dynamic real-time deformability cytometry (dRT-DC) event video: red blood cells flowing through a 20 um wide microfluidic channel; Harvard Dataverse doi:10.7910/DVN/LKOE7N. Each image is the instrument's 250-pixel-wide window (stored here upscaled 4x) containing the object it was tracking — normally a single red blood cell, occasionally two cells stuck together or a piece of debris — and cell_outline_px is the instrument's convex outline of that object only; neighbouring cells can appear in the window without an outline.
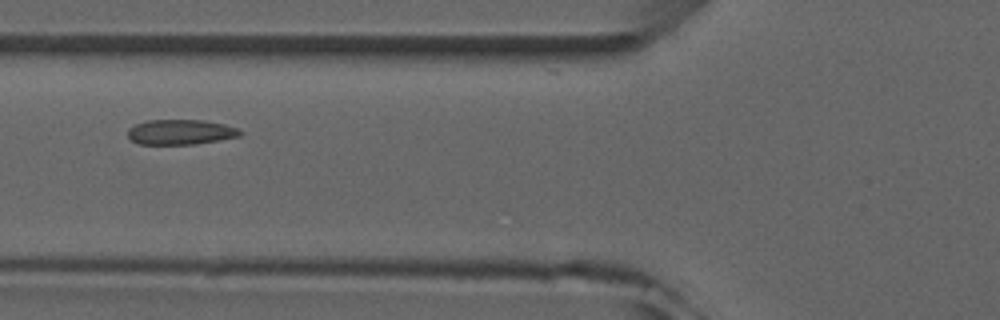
{"species": "common noctule bat (a hibernating species)", "species_latin": "Nyctalus noctula", "temperature_condition": "room temperature", "stored_images_in_passage": 8, "camera_frame_rate_fps": 3000, "um_per_image_px": 0.085, "animal": {"sex": "male", "forearm_length_mm": 52.5}, "frame": {"image": 1, "passage_image": 5, "time_ms": 4.667, "image_size_px": [1000, 320], "cell_outline_px": [[244, 132], [240, 136], [192, 144], [140, 144], [132, 140], [128, 136], [128, 128], [136, 124], [148, 120], [204, 120], [224, 124], [236, 128]], "centroid_in_image_um": [15.34, 11.21], "position_along_channel_um": 110.5, "area_um2": 16.24}}
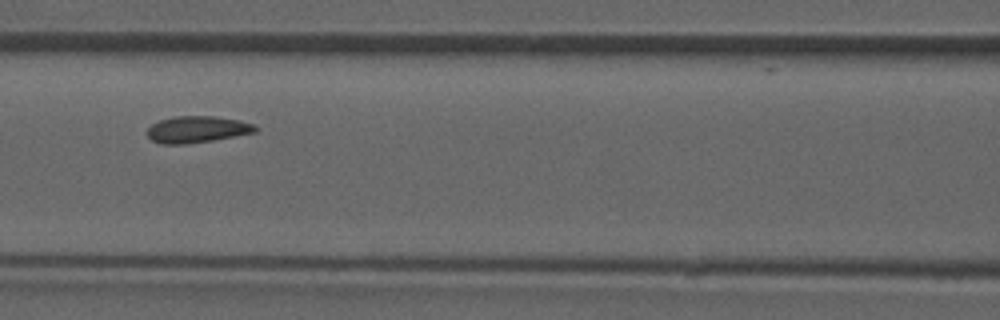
{"frame": {"image": 2, "passage_image": 6, "time_ms": 5.667, "image_size_px": [1000, 320], "cell_outline_px": [[256, 132], [212, 140], [184, 144], [160, 144], [152, 140], [148, 136], [148, 128], [152, 124], [160, 120], [176, 116], [216, 116], [240, 120], [252, 124], [256, 128]], "centroid_in_image_um": [16.73, 10.99], "position_along_channel_um": 149.9, "area_um2": 16.59}}